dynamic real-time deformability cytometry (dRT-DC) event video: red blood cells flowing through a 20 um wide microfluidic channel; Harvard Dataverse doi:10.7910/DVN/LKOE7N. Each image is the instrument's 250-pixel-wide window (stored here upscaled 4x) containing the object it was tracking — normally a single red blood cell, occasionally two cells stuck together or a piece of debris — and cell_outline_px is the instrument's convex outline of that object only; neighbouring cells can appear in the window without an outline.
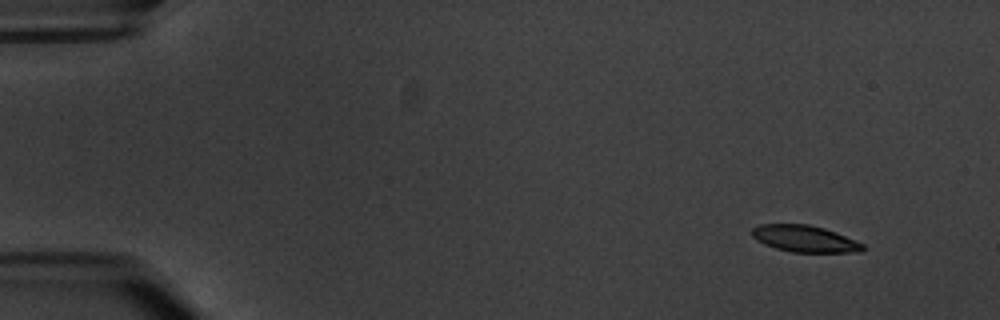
{"species": "common noctule bat (a hibernating species)", "species_latin": "Nyctalus noctula", "temperature_condition": "warm", "stored_images_in_passage": 4, "camera_frame_rate_fps": 3000, "um_per_image_px": 0.085, "animal": {"sex": "male", "body_mass_g": 20.1, "forearm_length_mm": 53.5}, "frame": {"image": 1, "passage_image": 1, "time_ms": 0.0, "image_size_px": [1000, 320], "cell_outline_px": [[864, 248], [860, 252], [792, 252], [776, 248], [764, 244], [756, 240], [752, 236], [752, 228], [760, 224], [808, 224], [824, 228], [836, 232], [856, 240], [864, 244]], "centroid_in_image_um": [68.4, 20.29], "position_along_channel_um": 16.6, "area_um2": 17.22}}